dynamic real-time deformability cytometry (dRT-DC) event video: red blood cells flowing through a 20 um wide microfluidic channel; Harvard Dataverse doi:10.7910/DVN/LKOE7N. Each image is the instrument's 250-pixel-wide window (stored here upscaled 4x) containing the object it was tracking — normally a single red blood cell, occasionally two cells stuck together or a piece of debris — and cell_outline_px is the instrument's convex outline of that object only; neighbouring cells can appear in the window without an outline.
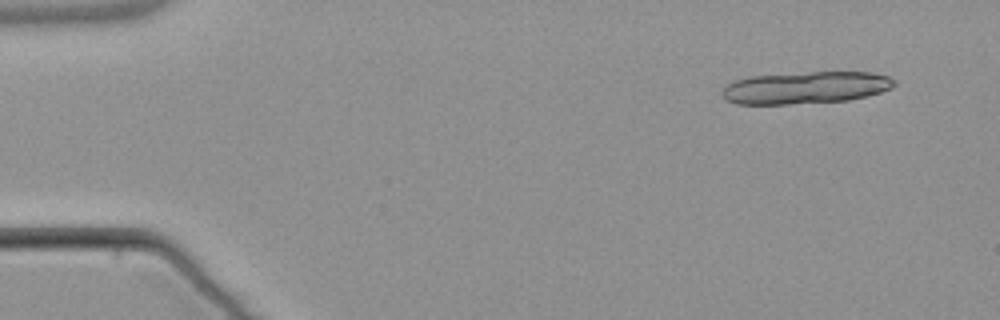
{"species": "common noctule bat (a hibernating species)", "species_latin": "Nyctalus noctula", "temperature_condition": "warm", "stored_images_in_passage": 4, "camera_frame_rate_fps": 3000, "um_per_image_px": 0.085, "animal": {"sex": "male", "body_mass_g": 21.5, "forearm_length_mm": 52.0}, "frame": {"image": 1, "passage_image": 2, "time_ms": 1.0, "image_size_px": [1000, 320], "cell_outline_px": [[896, 84], [892, 88], [868, 96], [848, 100], [788, 104], [736, 104], [728, 100], [720, 92], [732, 80], [748, 76], [812, 72], [872, 72], [888, 76], [896, 80]], "centroid_in_image_um": [68.49, 7.44], "position_along_channel_um": 16.5, "area_um2": 32.37}}